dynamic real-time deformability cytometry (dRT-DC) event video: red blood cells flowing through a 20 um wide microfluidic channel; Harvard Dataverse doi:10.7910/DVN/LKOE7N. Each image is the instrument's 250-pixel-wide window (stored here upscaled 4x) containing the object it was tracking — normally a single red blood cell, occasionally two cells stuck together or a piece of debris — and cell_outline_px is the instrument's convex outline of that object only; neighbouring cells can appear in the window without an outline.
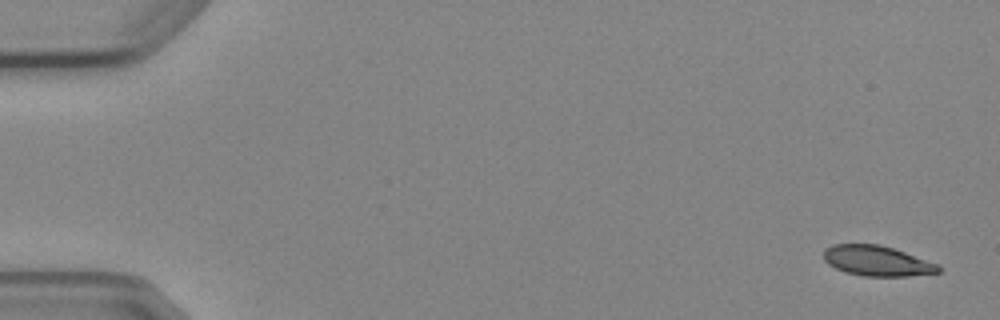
{"species": "Egyptian fruit bat (a non-hibernating species)", "species_latin": "Rousettus aegyptiacus", "temperature_condition": "cold", "stored_images_in_passage": 5, "camera_frame_rate_fps": 3000, "um_per_image_px": 0.085, "animal": {"sex": "female"}, "frame": {"image": 1, "passage_image": 1, "time_ms": 0.0, "image_size_px": [1000, 320], "cell_outline_px": [[940, 272], [908, 276], [864, 276], [844, 272], [828, 264], [824, 260], [824, 248], [832, 244], [880, 244], [940, 264]], "centroid_in_image_um": [74.53, 22.17], "position_along_channel_um": 10.5, "area_um2": 20.29}}
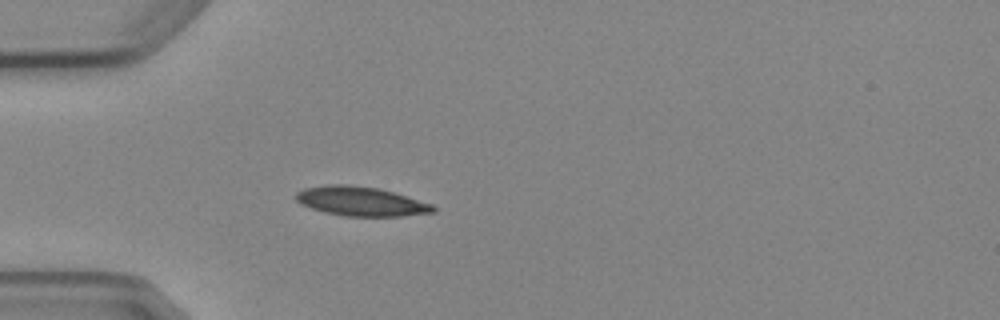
{"frame": {"image": 2, "passage_image": 5, "time_ms": 4.667, "image_size_px": [1000, 320], "cell_outline_px": [[436, 212], [400, 216], [344, 216], [324, 212], [300, 204], [296, 200], [296, 192], [304, 188], [328, 184], [344, 184], [380, 188], [432, 204], [436, 208]], "centroid_in_image_um": [30.66, 17.11], "position_along_channel_um": 54.3, "area_um2": 23.41}}